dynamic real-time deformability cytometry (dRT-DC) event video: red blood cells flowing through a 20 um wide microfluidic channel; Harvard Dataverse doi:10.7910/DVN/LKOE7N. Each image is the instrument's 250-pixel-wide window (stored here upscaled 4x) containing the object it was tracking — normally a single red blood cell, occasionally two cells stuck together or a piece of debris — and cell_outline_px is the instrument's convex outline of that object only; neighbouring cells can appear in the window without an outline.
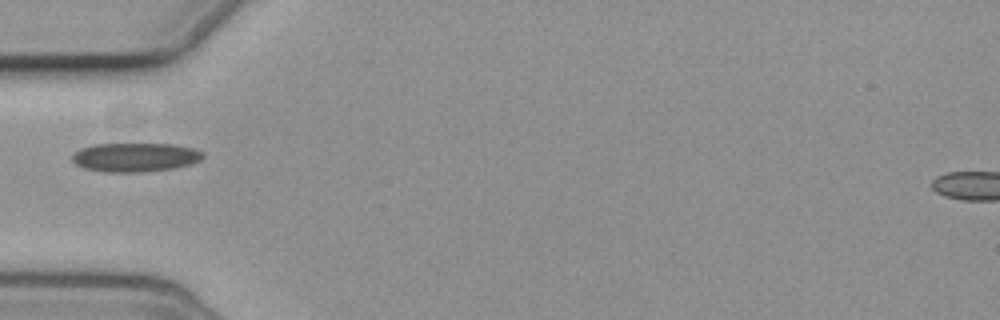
{"species": "common noctule bat (a hibernating species)", "species_latin": "Nyctalus noctula", "temperature_condition": "cold", "stored_images_in_passage": 5, "camera_frame_rate_fps": 3000, "um_per_image_px": 0.085, "animal": {"sex": "female", "body_mass_g": 19.3, "forearm_length_mm": 54.1}, "frame": {"image": 1, "passage_image": 5, "time_ms": 4.333, "image_size_px": [1000, 320], "cell_outline_px": [[204, 156], [200, 160], [192, 164], [172, 168], [140, 172], [104, 172], [84, 168], [76, 164], [72, 160], [72, 156], [80, 148], [96, 144], [172, 144], [196, 148], [204, 152]], "centroid_in_image_um": [11.52, 13.36], "position_along_channel_um": 73.5, "area_um2": 22.08}}